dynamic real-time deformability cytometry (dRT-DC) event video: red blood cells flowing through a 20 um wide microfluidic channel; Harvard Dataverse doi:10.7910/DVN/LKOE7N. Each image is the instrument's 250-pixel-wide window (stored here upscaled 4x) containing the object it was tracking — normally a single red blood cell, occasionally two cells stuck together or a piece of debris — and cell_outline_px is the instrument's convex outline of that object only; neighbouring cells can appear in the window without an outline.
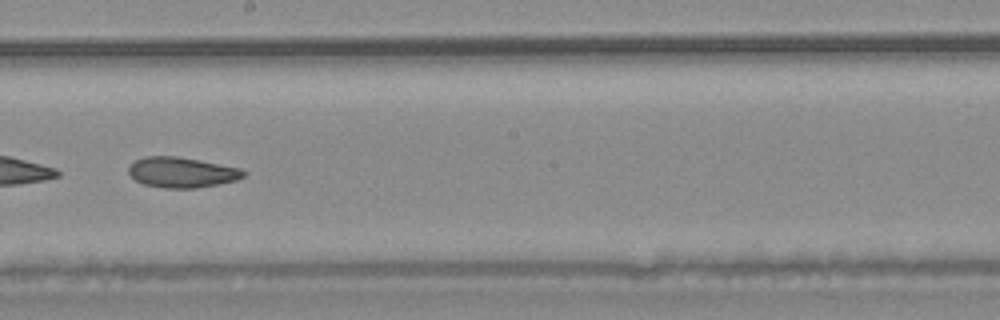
{"species": "common noctule bat (a hibernating species)", "species_latin": "Nyctalus noctula", "temperature_condition": "warm", "stored_images_in_passage": 33, "camera_frame_rate_fps": 3000, "um_per_image_px": 0.085, "animal": {"sex": "male", "body_mass_g": 20.4}, "frame": {"image": 1, "passage_image": 15, "time_ms": 4.667, "image_size_px": [1000, 320], "cell_outline_px": [[248, 172], [244, 176], [236, 180], [220, 184], [196, 188], [164, 188], [144, 184], [136, 180], [128, 172], [128, 164], [144, 156], [176, 156], [240, 168]], "centroid_in_image_um": [15.44, 14.65], "position_along_channel_um": 232.8, "area_um2": 20.35}}